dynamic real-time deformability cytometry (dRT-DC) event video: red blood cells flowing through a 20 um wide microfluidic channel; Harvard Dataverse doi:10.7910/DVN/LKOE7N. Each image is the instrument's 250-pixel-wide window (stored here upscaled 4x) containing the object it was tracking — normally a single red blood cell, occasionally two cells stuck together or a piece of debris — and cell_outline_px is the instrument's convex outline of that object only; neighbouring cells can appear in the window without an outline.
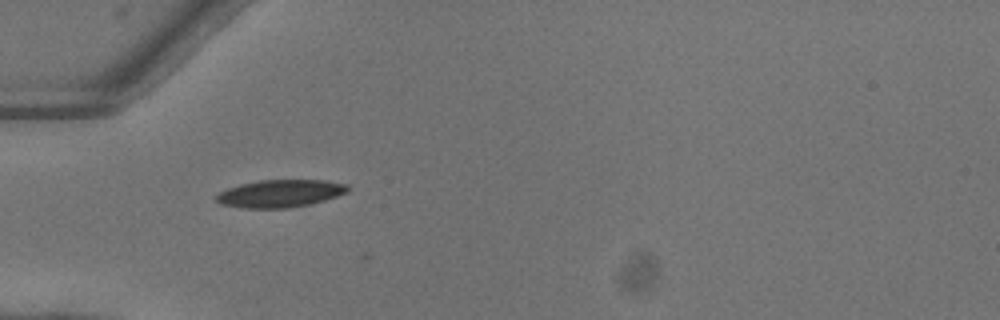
{"species": "common noctule bat (a hibernating species)", "species_latin": "Nyctalus noctula", "temperature_condition": "warm", "stored_images_in_passage": 28, "camera_frame_rate_fps": 3000, "um_per_image_px": 0.085, "animal": {"sex": "female"}, "frame": {"image": 1, "passage_image": 1, "time_ms": 0.0, "image_size_px": [1000, 320], "cell_outline_px": [[348, 192], [312, 204], [288, 208], [240, 208], [220, 204], [212, 200], [220, 192], [228, 188], [240, 184], [260, 180], [324, 180], [348, 184]], "centroid_in_image_um": [23.78, 16.45], "position_along_channel_um": 61.2, "area_um2": 21.27}}
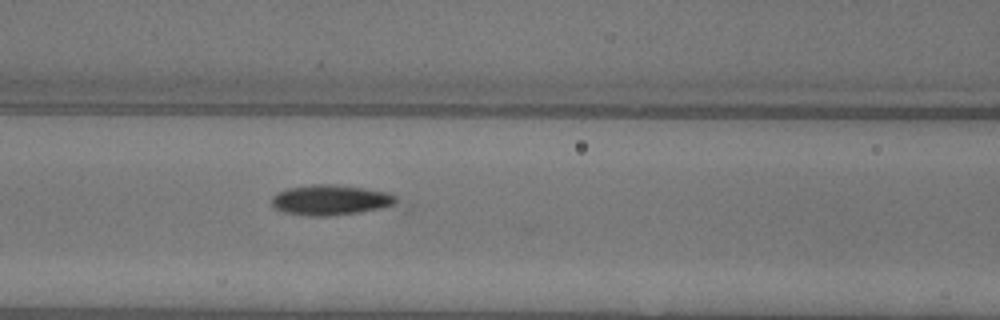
{"frame": {"image": 2, "passage_image": 7, "time_ms": 2.0, "image_size_px": [1000, 320], "cell_outline_px": [[396, 204], [380, 208], [356, 212], [328, 216], [312, 216], [288, 212], [276, 208], [272, 204], [272, 196], [276, 192], [288, 188], [312, 184], [332, 184], [364, 188], [388, 192], [396, 196]], "centroid_in_image_um": [28.09, 16.98], "position_along_channel_um": 138.5, "area_um2": 21.68}}
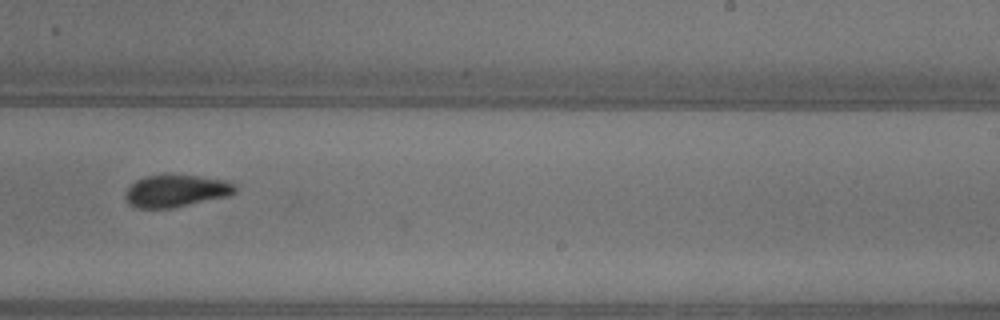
{"frame": {"image": 3, "passage_image": 17, "time_ms": 5.333, "image_size_px": [1000, 320], "cell_outline_px": [[236, 192], [228, 196], [172, 208], [140, 208], [128, 204], [124, 196], [124, 192], [136, 180], [148, 176], [200, 176], [224, 180], [236, 184]], "centroid_in_image_um": [14.97, 16.24], "position_along_channel_um": 274.0, "area_um2": 20.35}, "authors_computed_cell_mechanics": {"area_um2": 20.8369, "velocity_mm_per_s": 4.0782, "shape_relaxation_time_tau1_ms": 4.0755, "shape_relaxation_time_tau2_ms": 3.589, "deformation_change_tau1": 0.1644, "deformation_change_tau2": 0.0788}}